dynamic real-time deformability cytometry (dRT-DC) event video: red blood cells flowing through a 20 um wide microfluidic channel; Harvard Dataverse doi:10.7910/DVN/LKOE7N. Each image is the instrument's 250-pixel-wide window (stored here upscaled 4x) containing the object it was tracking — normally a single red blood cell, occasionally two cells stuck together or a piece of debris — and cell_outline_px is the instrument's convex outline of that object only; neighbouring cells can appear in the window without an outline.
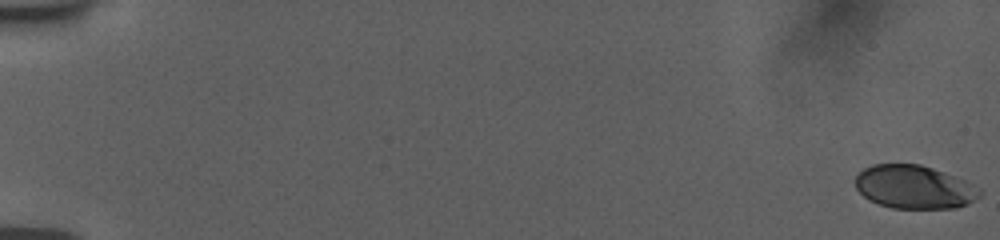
{"species": "human", "species_latin": "Homo sapiens", "temperature_condition": "room temperature", "stored_images_in_passage": 57, "camera_frame_rate_fps": 3000, "um_per_image_px": 0.085, "donor": {"sex": "female"}, "frame": {"image": 1, "passage_image": 1, "time_ms": 0.0, "image_size_px": [1000, 240], "cell_outline_px": [[980, 196], [968, 204], [956, 208], [892, 208], [868, 200], [856, 188], [852, 180], [864, 168], [872, 164], [920, 164], [944, 172], [964, 180], [980, 188]], "centroid_in_image_um": [77.68, 15.89], "position_along_channel_um": 7.3, "area_um2": 31.5}}
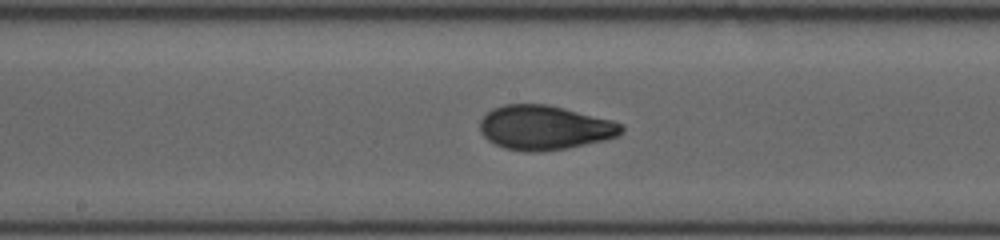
{"frame": {"image": 2, "passage_image": 32, "time_ms": 10.333, "image_size_px": [1000, 240], "cell_outline_px": [[624, 132], [616, 136], [604, 140], [568, 148], [536, 152], [524, 152], [504, 148], [488, 140], [480, 132], [480, 120], [492, 108], [504, 104], [548, 104], [612, 120], [624, 124]], "centroid_in_image_um": [46.29, 10.85], "position_along_channel_um": 201.9, "area_um2": 36.7}}
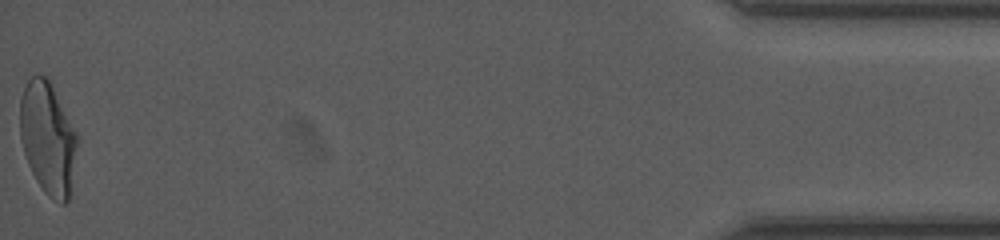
{"frame": {"image": 3, "passage_image": 57, "time_ms": 18.667, "image_size_px": [1000, 240], "cell_outline_px": [[76, 144], [68, 200], [64, 204], [60, 204], [52, 200], [44, 192], [36, 180], [28, 164], [20, 140], [20, 96], [28, 80], [32, 76], [44, 76], [52, 80], [76, 132]], "centroid_in_image_um": [4.04, 11.69], "position_along_channel_um": 431.2, "area_um2": 37.34}, "authors_computed_cell_mechanics": {"area_um2": 35.4314, "velocity_mm_per_s": 3.7748, "shape_relaxation_time_tau1_ms": 4.8582, "shape_relaxation_time_tau2_ms": 0.8778, "deformation_change_tau1": 0.194, "deformation_change_tau2": 0.0497}}